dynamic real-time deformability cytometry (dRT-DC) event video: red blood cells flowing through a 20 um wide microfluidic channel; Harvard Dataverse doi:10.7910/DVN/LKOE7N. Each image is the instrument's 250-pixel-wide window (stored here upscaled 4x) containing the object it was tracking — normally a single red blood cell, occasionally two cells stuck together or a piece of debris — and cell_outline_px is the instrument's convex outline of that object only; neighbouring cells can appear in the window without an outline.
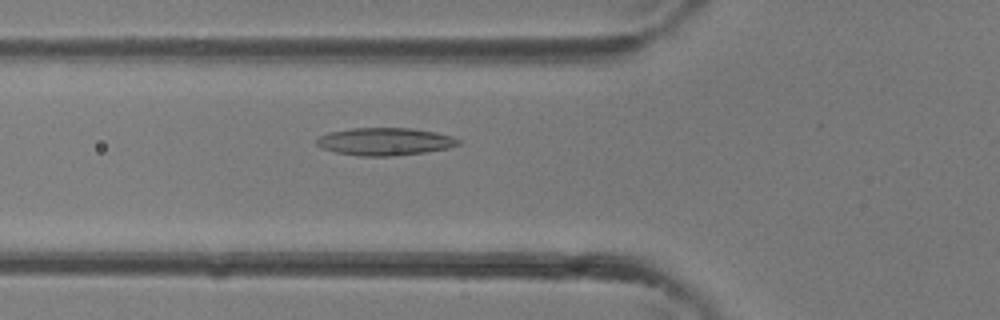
{"species": "common noctule bat (a hibernating species)", "species_latin": "Nyctalus noctula", "temperature_condition": "room temperature", "stored_images_in_passage": 30, "camera_frame_rate_fps": 3000, "um_per_image_px": 0.085, "animal": {"sex": "female"}, "frame": {"image": 1, "passage_image": 6, "time_ms": 1.667, "image_size_px": [1000, 320], "cell_outline_px": [[460, 144], [448, 148], [424, 152], [392, 156], [360, 156], [336, 152], [320, 148], [316, 144], [316, 140], [320, 136], [328, 132], [352, 128], [412, 128], [436, 132], [452, 136], [460, 140]], "centroid_in_image_um": [32.7, 12.03], "position_along_channel_um": 93.1, "area_um2": 22.83}}
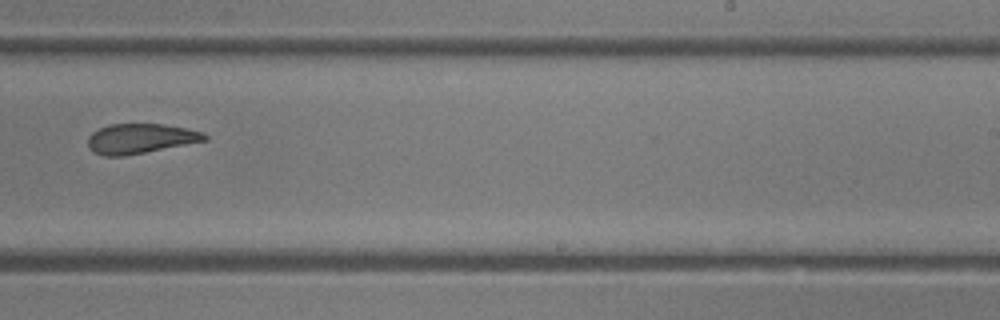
{"frame": {"image": 2, "passage_image": 16, "time_ms": 5.0, "image_size_px": [1000, 320], "cell_outline_px": [[208, 140], [124, 156], [104, 156], [92, 152], [88, 148], [88, 136], [92, 132], [108, 124], [164, 124], [204, 132], [208, 136]], "centroid_in_image_um": [11.9, 11.78], "position_along_channel_um": 277.1, "area_um2": 20.35}}
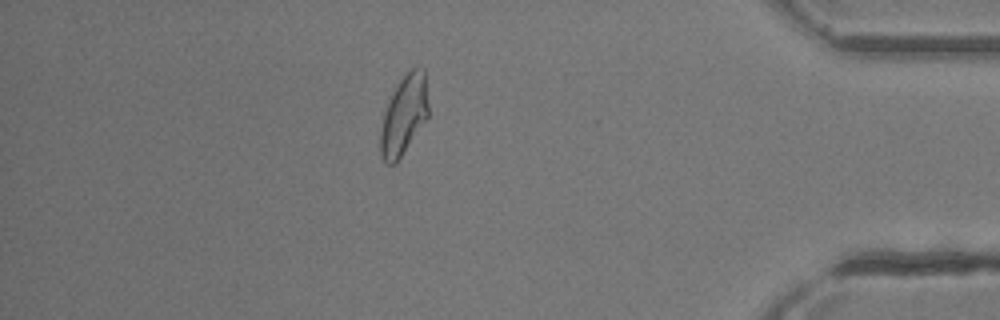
{"frame": {"image": 3, "passage_image": 25, "time_ms": 8.0, "image_size_px": [1000, 320], "cell_outline_px": [[428, 120], [396, 164], [388, 164], [384, 160], [380, 152], [380, 132], [384, 112], [392, 92], [396, 84], [412, 68], [424, 68], [428, 104]], "centroid_in_image_um": [34.35, 9.82], "position_along_channel_um": 400.9, "area_um2": 22.37}}